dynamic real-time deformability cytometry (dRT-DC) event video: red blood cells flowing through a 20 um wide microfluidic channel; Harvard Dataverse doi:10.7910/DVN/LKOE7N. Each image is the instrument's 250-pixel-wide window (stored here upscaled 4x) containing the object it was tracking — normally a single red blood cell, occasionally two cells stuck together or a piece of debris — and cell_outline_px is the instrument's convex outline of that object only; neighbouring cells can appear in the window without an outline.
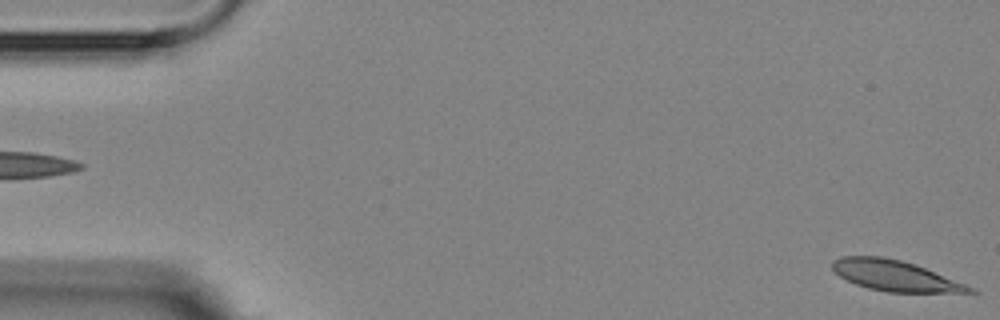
{"species": "Egyptian fruit bat (a non-hibernating species)", "species_latin": "Rousettus aegyptiacus", "temperature_condition": "room temperature", "stored_images_in_passage": 5, "segment_of_instrument_passage": [2, 2], "camera_frame_rate_fps": 3000, "um_per_image_px": 0.085, "animal": {"sex": "female"}, "frame": {"image": 1, "passage_image": 5, "time_ms": 5.333, "image_size_px": [1000, 320], "cell_outline_px": [[980, 292], [888, 292], [868, 288], [856, 284], [840, 276], [832, 268], [832, 260], [840, 256], [880, 256], [900, 260], [916, 264], [976, 288]], "centroid_in_image_um": [76.09, 23.43], "position_along_channel_um": 8.9, "area_um2": 24.39}}